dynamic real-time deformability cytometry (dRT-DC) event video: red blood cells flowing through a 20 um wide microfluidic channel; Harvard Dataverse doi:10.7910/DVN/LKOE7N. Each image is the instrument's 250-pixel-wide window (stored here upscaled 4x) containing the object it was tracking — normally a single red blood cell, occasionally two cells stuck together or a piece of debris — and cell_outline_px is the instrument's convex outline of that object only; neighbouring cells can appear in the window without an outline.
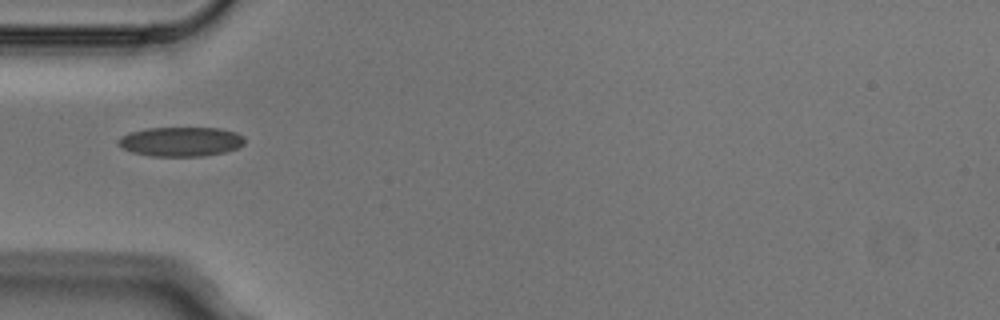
{"species": "Egyptian fruit bat (a non-hibernating species)", "species_latin": "Rousettus aegyptiacus", "temperature_condition": "cold", "stored_images_in_passage": 1, "camera_frame_rate_fps": 3000, "um_per_image_px": 0.085, "animal": {"sex": "male"}, "frame": {"image": 1, "passage_image": 1, "time_ms": 0.0, "image_size_px": [1000, 320], "cell_outline_px": [[244, 144], [236, 148], [224, 152], [204, 156], [152, 156], [132, 152], [116, 144], [116, 140], [120, 136], [132, 132], [148, 128], [220, 128], [236, 132], [244, 136]], "centroid_in_image_um": [15.36, 12.03], "position_along_channel_um": 69.6, "area_um2": 21.68}}